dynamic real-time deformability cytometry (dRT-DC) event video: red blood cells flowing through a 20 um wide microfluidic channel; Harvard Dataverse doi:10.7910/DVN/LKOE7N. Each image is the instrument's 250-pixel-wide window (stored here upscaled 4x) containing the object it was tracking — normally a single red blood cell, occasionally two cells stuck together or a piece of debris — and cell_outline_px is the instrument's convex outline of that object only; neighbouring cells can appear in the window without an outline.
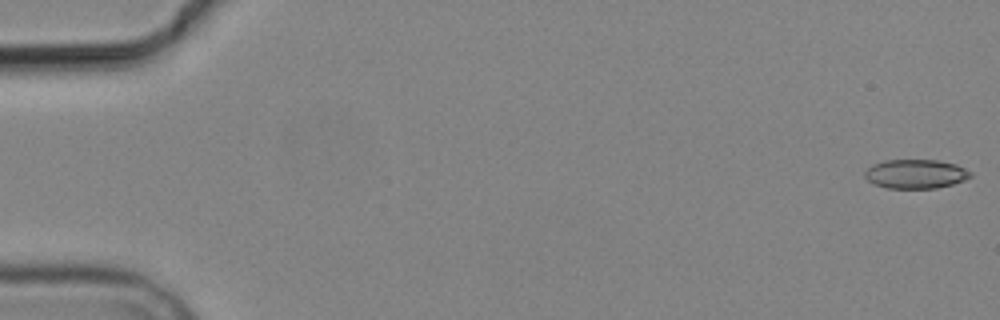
{"species": "common noctule bat (a hibernating species)", "species_latin": "Nyctalus noctula", "temperature_condition": "cold", "stored_images_in_passage": 6, "camera_frame_rate_fps": 3000, "um_per_image_px": 0.085, "animal": {"sex": "male", "body_mass_g": 19.2, "forearm_length_mm": 51.8}, "frame": {"image": 1, "passage_image": 1, "time_ms": 0.0, "image_size_px": [1000, 320], "cell_outline_px": [[972, 176], [964, 180], [952, 184], [936, 188], [888, 188], [876, 184], [868, 180], [864, 176], [864, 172], [872, 164], [884, 160], [936, 160], [956, 164], [972, 172]], "centroid_in_image_um": [77.83, 14.78], "position_along_channel_um": 7.2, "area_um2": 17.86}}
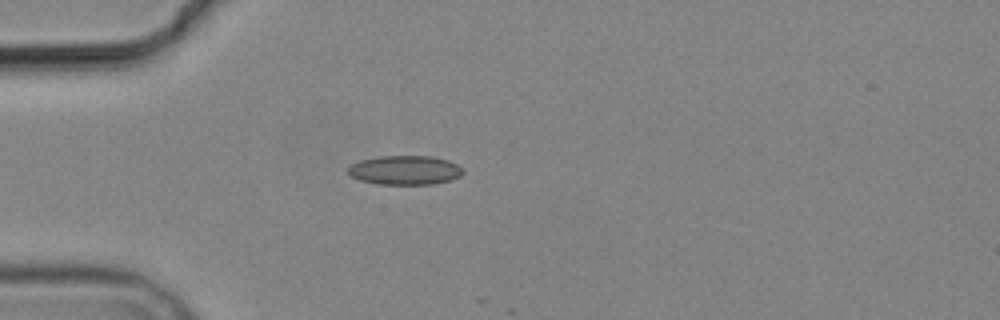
{"frame": {"image": 2, "passage_image": 5, "time_ms": 5.0, "image_size_px": [1000, 320], "cell_outline_px": [[464, 172], [460, 176], [452, 180], [436, 184], [376, 184], [360, 180], [352, 176], [348, 172], [348, 168], [352, 164], [360, 160], [380, 156], [432, 156], [448, 160], [464, 168]], "centroid_in_image_um": [34.46, 14.46], "position_along_channel_um": 50.5, "area_um2": 19.65}}